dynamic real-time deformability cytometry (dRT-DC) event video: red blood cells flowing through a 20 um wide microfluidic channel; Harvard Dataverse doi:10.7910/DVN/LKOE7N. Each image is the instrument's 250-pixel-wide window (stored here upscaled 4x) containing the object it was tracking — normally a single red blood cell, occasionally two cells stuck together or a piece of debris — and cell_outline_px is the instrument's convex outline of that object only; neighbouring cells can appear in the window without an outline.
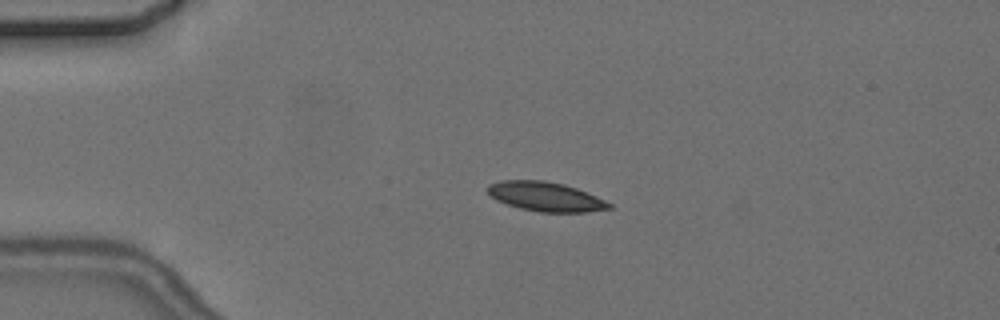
{"species": "common noctule bat (a hibernating species)", "species_latin": "Nyctalus noctula", "temperature_condition": "cold", "stored_images_in_passage": 5, "camera_frame_rate_fps": 3000, "um_per_image_px": 0.085, "animal": {"sex": "female", "body_mass_g": 24.6, "forearm_length_mm": 56.2}, "frame": {"image": 1, "passage_image": 4, "time_ms": 3.333, "image_size_px": [1000, 320], "cell_outline_px": [[612, 208], [584, 212], [540, 212], [520, 208], [496, 200], [488, 192], [488, 184], [500, 180], [544, 180], [564, 184], [576, 188], [596, 196], [612, 204]], "centroid_in_image_um": [46.37, 16.7], "position_along_channel_um": 38.6, "area_um2": 20.63}}